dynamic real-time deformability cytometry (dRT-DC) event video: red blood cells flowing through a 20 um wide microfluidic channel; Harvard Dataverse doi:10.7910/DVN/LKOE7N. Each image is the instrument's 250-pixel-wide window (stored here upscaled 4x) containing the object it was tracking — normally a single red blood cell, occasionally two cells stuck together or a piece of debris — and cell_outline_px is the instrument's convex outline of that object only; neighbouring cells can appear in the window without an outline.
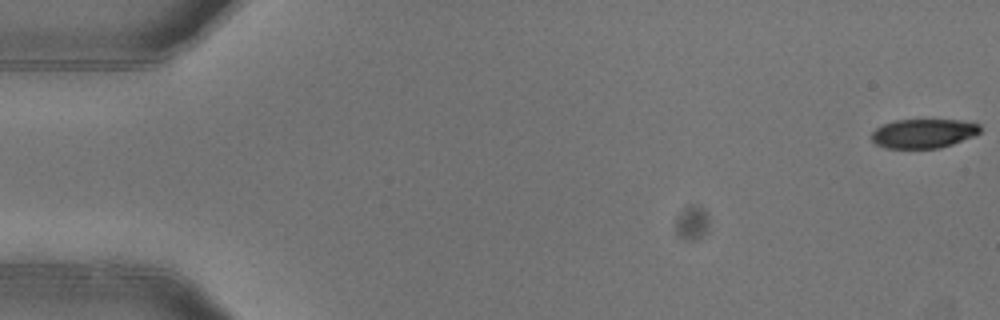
{"species": "common noctule bat (a hibernating species)", "species_latin": "Nyctalus noctula", "temperature_condition": "warm", "stored_images_in_passage": 6, "camera_frame_rate_fps": 3000, "um_per_image_px": 0.085, "animal": {"sex": "female"}, "frame": {"image": 1, "passage_image": 1, "time_ms": 0.0, "image_size_px": [1000, 320], "cell_outline_px": [[980, 132], [972, 136], [952, 144], [940, 148], [884, 148], [876, 144], [872, 140], [872, 132], [876, 128], [884, 124], [896, 120], [960, 120], [980, 124]], "centroid_in_image_um": [78.48, 11.34], "position_along_channel_um": 6.5, "area_um2": 18.32}}
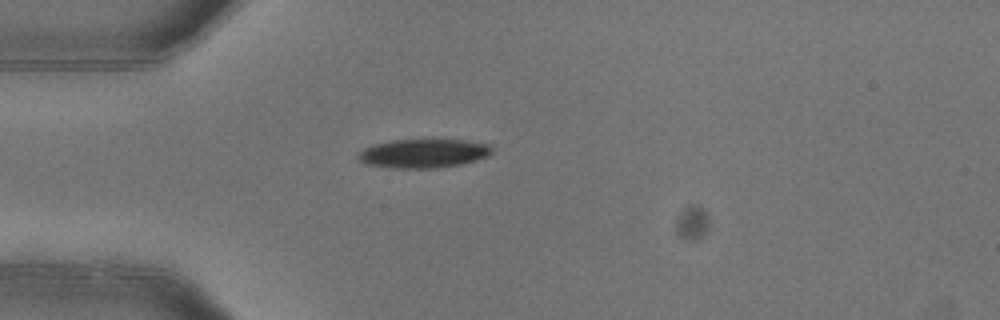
{"frame": {"image": 2, "passage_image": 5, "time_ms": 1.333, "image_size_px": [1000, 320], "cell_outline_px": [[492, 152], [488, 156], [476, 160], [460, 164], [436, 168], [388, 168], [364, 164], [360, 160], [360, 152], [364, 148], [376, 144], [392, 140], [464, 140], [492, 144]], "centroid_in_image_um": [36.03, 13.04], "position_along_channel_um": 49.0, "area_um2": 22.43}}